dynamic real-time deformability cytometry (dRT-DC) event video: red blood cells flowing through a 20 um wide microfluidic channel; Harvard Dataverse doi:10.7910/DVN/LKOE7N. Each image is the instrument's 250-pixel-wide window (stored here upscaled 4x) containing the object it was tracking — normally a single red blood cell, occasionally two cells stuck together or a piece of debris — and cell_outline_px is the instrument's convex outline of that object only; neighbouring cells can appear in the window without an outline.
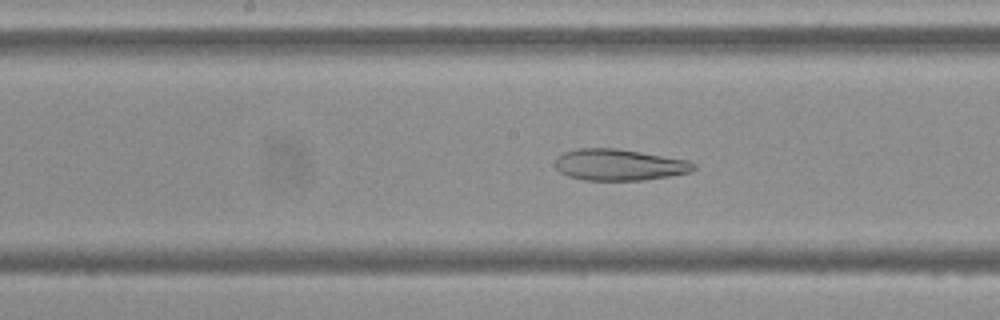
{"species": "Egyptian fruit bat (a non-hibernating species)", "species_latin": "Rousettus aegyptiacus", "temperature_condition": "cold", "stored_images_in_passage": 48, "camera_frame_rate_fps": 3000, "um_per_image_px": 0.085, "frame": {"image": 1, "passage_image": 21, "time_ms": 6.667, "image_size_px": [1000, 320], "cell_outline_px": [[696, 168], [692, 172], [644, 180], [584, 180], [568, 176], [560, 172], [556, 168], [556, 156], [564, 152], [576, 148], [616, 148], [688, 160], [696, 164]], "centroid_in_image_um": [52.63, 14.0], "position_along_channel_um": 195.6, "area_um2": 25.37}}
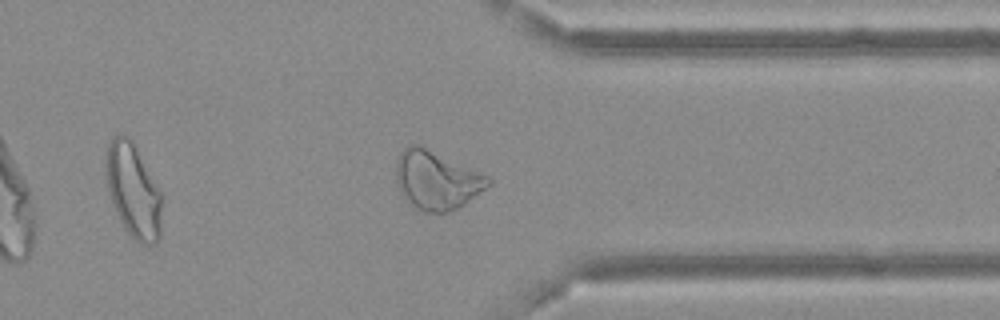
{"frame": {"image": 2, "passage_image": 36, "time_ms": 11.667, "image_size_px": [1000, 320], "cell_outline_px": [[492, 184], [464, 204], [448, 212], [424, 212], [416, 208], [404, 200], [400, 192], [396, 180], [396, 160], [400, 152], [404, 148], [412, 144], [420, 144], [488, 176], [492, 180]], "centroid_in_image_um": [37.08, 15.3], "position_along_channel_um": 374.3, "area_um2": 31.56}}
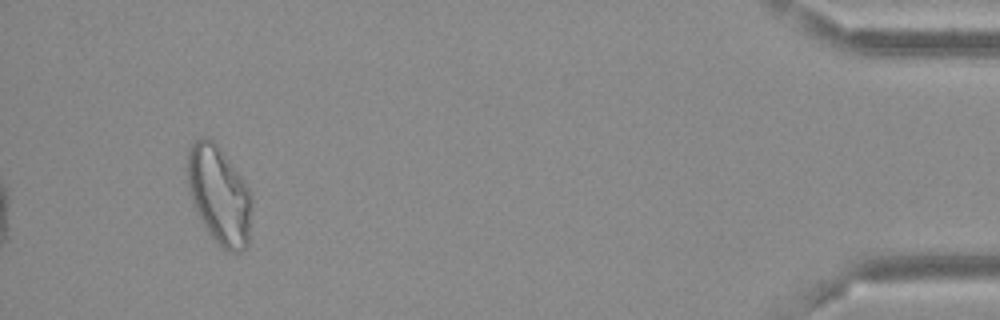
{"frame": {"image": 3, "passage_image": 45, "time_ms": 14.667, "image_size_px": [1000, 320], "cell_outline_px": [[252, 204], [248, 244], [244, 248], [236, 252], [232, 252], [224, 248], [208, 232], [200, 220], [192, 204], [188, 192], [184, 168], [188, 148], [192, 140], [200, 136], [208, 136], [216, 144], [240, 176], [252, 196]], "centroid_in_image_um": [18.55, 16.52], "position_along_channel_um": 416.6, "area_um2": 37.22}}